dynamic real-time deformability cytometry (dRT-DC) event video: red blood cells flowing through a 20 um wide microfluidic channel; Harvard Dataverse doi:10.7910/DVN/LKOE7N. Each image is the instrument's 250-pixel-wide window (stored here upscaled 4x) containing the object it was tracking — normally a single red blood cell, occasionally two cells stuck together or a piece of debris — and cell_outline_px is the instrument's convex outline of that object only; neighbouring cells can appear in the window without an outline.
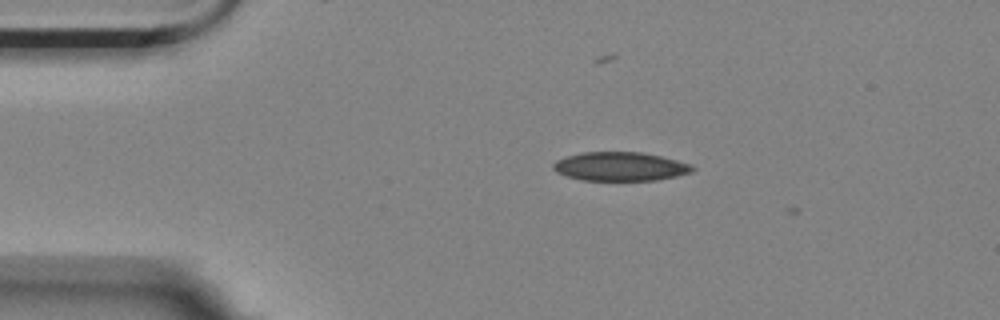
{"species": "Egyptian fruit bat (a non-hibernating species)", "species_latin": "Rousettus aegyptiacus", "temperature_condition": "room temperature", "stored_images_in_passage": 3, "camera_frame_rate_fps": 3000, "um_per_image_px": 0.085, "animal": {"sex": "female"}, "frame": {"image": 1, "passage_image": 1, "time_ms": 0.0, "image_size_px": [1000, 320], "cell_outline_px": [[696, 168], [692, 172], [676, 176], [656, 180], [580, 180], [556, 172], [552, 168], [552, 164], [556, 160], [564, 156], [584, 152], [640, 152], [660, 156], [692, 164]], "centroid_in_image_um": [52.7, 14.15], "position_along_channel_um": 32.3, "area_um2": 23.41}}